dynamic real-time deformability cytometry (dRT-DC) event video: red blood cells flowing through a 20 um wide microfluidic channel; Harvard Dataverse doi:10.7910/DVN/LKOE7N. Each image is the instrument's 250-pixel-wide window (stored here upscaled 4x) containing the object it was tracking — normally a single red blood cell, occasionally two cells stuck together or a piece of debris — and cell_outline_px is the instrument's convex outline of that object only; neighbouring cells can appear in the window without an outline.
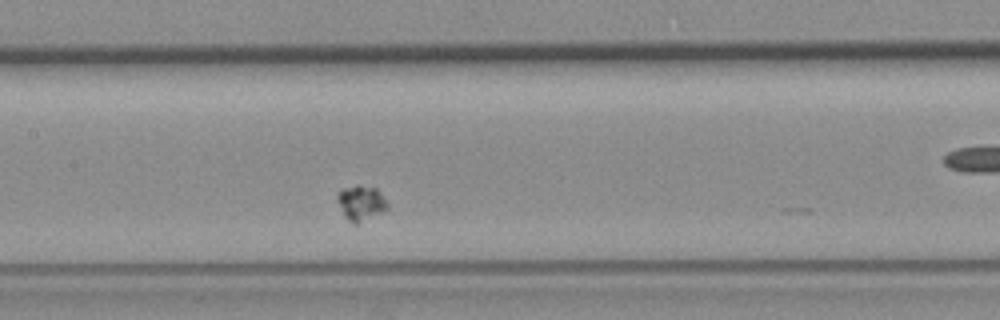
{"species": "common noctule bat (a hibernating species)", "species_latin": "Nyctalus noctula", "temperature_condition": "room temperature", "stored_images_in_passage": 16, "camera_frame_rate_fps": 3000, "um_per_image_px": 0.085, "animal": {"sex": "female", "body_mass_g": 19.3, "forearm_length_mm": 54.1}, "frame": {"image": 1, "passage_image": 13, "time_ms": 4.0, "image_size_px": [1000, 320], "cell_outline_px": [[388, 208], [384, 212], [356, 224], [352, 224], [344, 216], [336, 196], [344, 188], [356, 184], [360, 184], [376, 188], [380, 192], [388, 204]], "centroid_in_image_um": [30.7, 17.25], "position_along_channel_um": 176.7, "area_um2": 10.29}}